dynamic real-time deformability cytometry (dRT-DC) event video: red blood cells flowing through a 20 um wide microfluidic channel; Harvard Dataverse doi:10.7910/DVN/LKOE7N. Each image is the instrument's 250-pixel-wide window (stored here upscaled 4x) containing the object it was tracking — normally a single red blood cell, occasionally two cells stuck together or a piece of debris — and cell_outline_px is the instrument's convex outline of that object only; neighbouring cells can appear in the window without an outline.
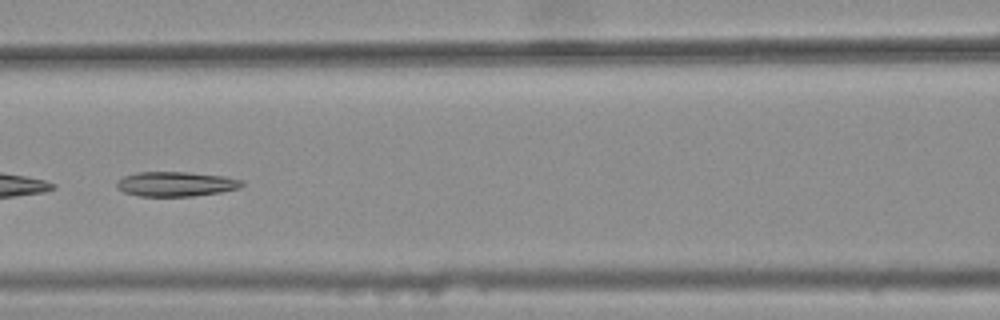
{"species": "common noctule bat (a hibernating species)", "species_latin": "Nyctalus noctula", "temperature_condition": "warm", "stored_images_in_passage": 9, "camera_frame_rate_fps": 3000, "um_per_image_px": 0.085, "animal": {"sex": "female", "body_mass_g": 25.1}, "frame": {"image": 1, "passage_image": 6, "time_ms": 1.667, "image_size_px": [1000, 320], "cell_outline_px": [[244, 184], [240, 188], [220, 192], [192, 196], [140, 196], [124, 192], [116, 188], [116, 180], [124, 176], [140, 172], [188, 172], [224, 176], [244, 180]], "centroid_in_image_um": [14.95, 15.64], "position_along_channel_um": 151.6, "area_um2": 18.09}}
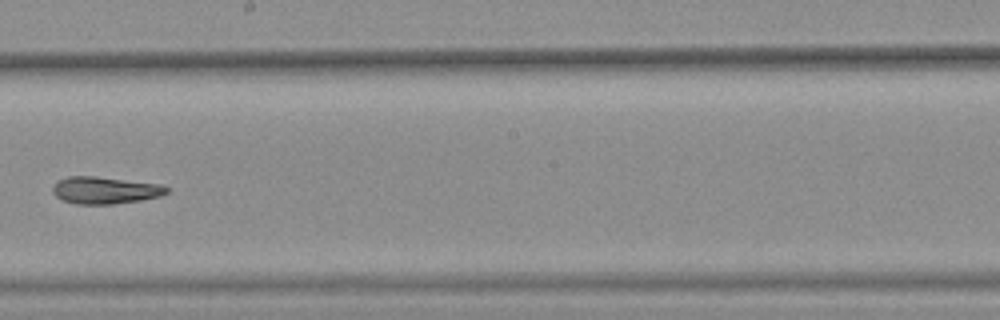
{"frame": {"image": 2, "passage_image": 8, "time_ms": 2.333, "image_size_px": [1000, 320], "cell_outline_px": [[168, 192], [160, 196], [140, 200], [112, 204], [76, 204], [64, 200], [56, 196], [52, 192], [52, 188], [56, 180], [68, 176], [96, 176], [156, 184], [168, 188]], "centroid_in_image_um": [8.86, 16.17], "position_along_channel_um": 239.3, "area_um2": 17.8}}
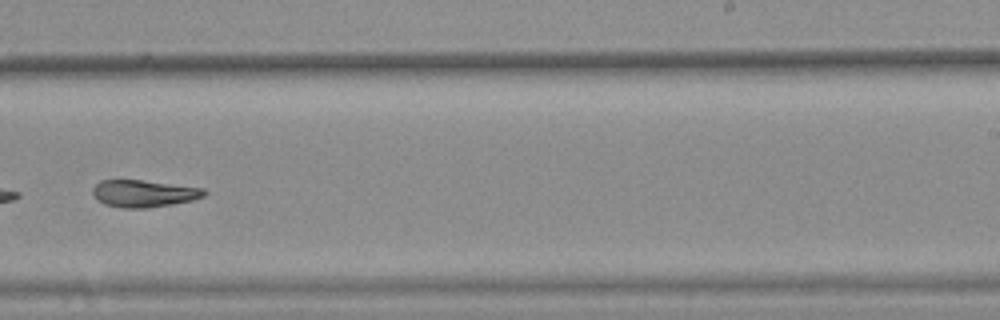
{"frame": {"image": 3, "passage_image": 9, "time_ms": 2.667, "image_size_px": [1000, 320], "cell_outline_px": [[208, 192], [204, 196], [192, 200], [172, 204], [144, 208], [120, 208], [104, 204], [96, 200], [92, 192], [92, 188], [100, 180], [140, 180], [204, 188]], "centroid_in_image_um": [12.19, 16.45], "position_along_channel_um": 276.8, "area_um2": 17.63}}